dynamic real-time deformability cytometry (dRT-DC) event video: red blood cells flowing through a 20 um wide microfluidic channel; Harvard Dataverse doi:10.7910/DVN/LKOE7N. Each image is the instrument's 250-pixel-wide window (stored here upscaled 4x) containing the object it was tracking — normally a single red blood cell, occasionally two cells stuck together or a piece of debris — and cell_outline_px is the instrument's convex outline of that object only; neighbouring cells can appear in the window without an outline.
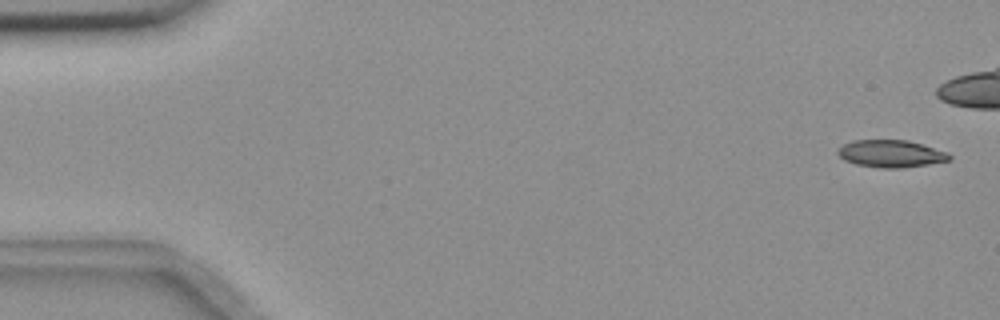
{"species": "common noctule bat (a hibernating species)", "species_latin": "Nyctalus noctula", "temperature_condition": "room temperature", "stored_images_in_passage": 7, "camera_frame_rate_fps": 3000, "um_per_image_px": 0.085, "animal": {"sex": "female", "body_mass_g": 18.4}, "frame": {"image": 1, "passage_image": 1, "time_ms": 0.0, "image_size_px": [1000, 320], "cell_outline_px": [[952, 160], [928, 164], [900, 168], [880, 168], [856, 164], [844, 160], [836, 152], [844, 144], [852, 140], [908, 140], [948, 152], [952, 156]], "centroid_in_image_um": [75.75, 13.06], "position_along_channel_um": 9.3, "area_um2": 17.74}}